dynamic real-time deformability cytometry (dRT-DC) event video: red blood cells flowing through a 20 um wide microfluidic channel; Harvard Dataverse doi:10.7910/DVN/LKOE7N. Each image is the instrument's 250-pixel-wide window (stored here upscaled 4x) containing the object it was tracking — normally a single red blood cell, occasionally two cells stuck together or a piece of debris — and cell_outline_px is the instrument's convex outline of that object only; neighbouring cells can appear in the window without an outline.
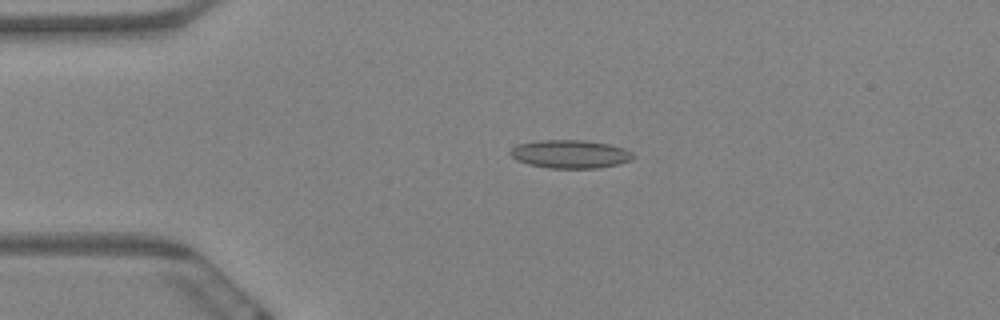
{"species": "Egyptian fruit bat (a non-hibernating species)", "species_latin": "Rousettus aegyptiacus", "temperature_condition": "warm", "stored_images_in_passage": 6, "camera_frame_rate_fps": 3000, "um_per_image_px": 0.085, "animal": {"sex": "female"}, "frame": {"image": 1, "passage_image": 4, "time_ms": 1.0, "image_size_px": [1000, 320], "cell_outline_px": [[636, 156], [632, 160], [616, 164], [596, 168], [548, 168], [528, 164], [516, 160], [508, 152], [516, 144], [540, 140], [584, 140], [608, 144], [624, 148], [632, 152]], "centroid_in_image_um": [48.45, 13.09], "position_along_channel_um": 36.5, "area_um2": 20.29}}
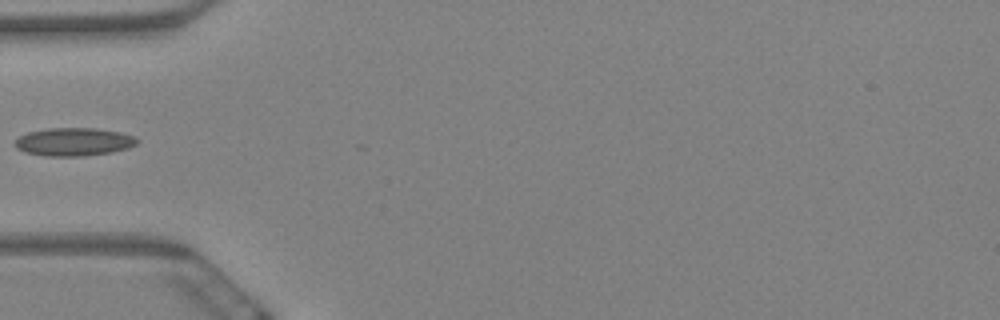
{"frame": {"image": 2, "passage_image": 6, "time_ms": 1.667, "image_size_px": [1000, 320], "cell_outline_px": [[140, 140], [136, 144], [128, 148], [112, 152], [84, 156], [44, 156], [24, 152], [16, 148], [12, 144], [20, 136], [28, 132], [48, 128], [96, 128], [120, 132], [136, 136]], "centroid_in_image_um": [6.28, 12.06], "position_along_channel_um": 78.7, "area_um2": 20.23}}